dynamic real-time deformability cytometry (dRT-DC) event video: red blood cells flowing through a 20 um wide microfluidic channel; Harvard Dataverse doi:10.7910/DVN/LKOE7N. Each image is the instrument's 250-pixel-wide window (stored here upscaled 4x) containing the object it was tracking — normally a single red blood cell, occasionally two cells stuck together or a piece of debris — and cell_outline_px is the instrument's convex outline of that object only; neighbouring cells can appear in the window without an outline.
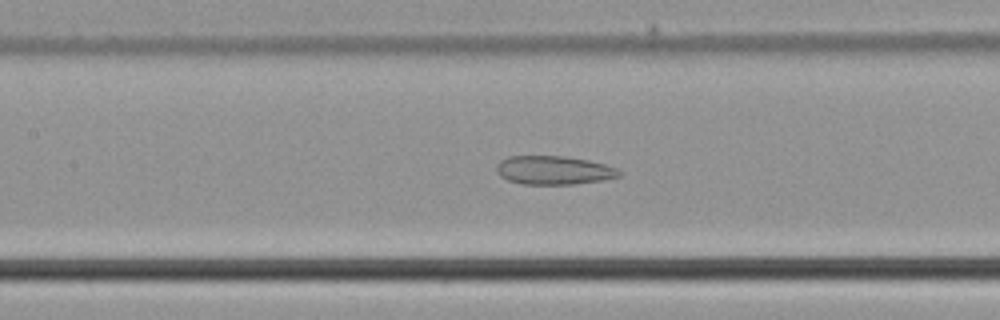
{"species": "common noctule bat (a hibernating species)", "species_latin": "Nyctalus noctula", "temperature_condition": "cold", "stored_images_in_passage": 44, "camera_frame_rate_fps": 3000, "um_per_image_px": 0.085, "animal": {"sex": "male", "body_mass_g": 21.5, "forearm_length_mm": 52.0}, "frame": {"image": 1, "passage_image": 22, "time_ms": 7.0, "image_size_px": [1000, 320], "cell_outline_px": [[624, 172], [620, 176], [604, 180], [576, 184], [524, 184], [508, 180], [500, 176], [496, 168], [496, 164], [500, 160], [508, 156], [564, 156], [588, 160], [604, 164], [616, 168]], "centroid_in_image_um": [47.09, 14.47], "position_along_channel_um": 160.3, "area_um2": 20.58}}
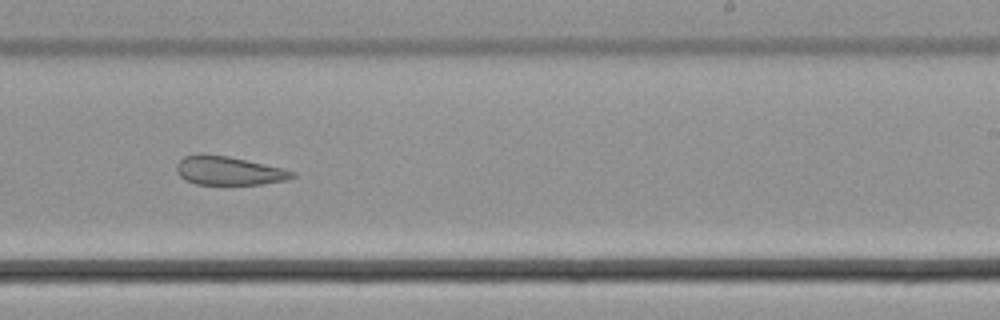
{"frame": {"image": 2, "passage_image": 30, "time_ms": 9.667, "image_size_px": [1000, 320], "cell_outline_px": [[296, 176], [288, 180], [264, 184], [196, 184], [184, 180], [176, 172], [176, 164], [184, 156], [200, 152], [228, 156], [280, 168], [296, 172]], "centroid_in_image_um": [19.4, 14.5], "position_along_channel_um": 269.6, "area_um2": 19.48}}
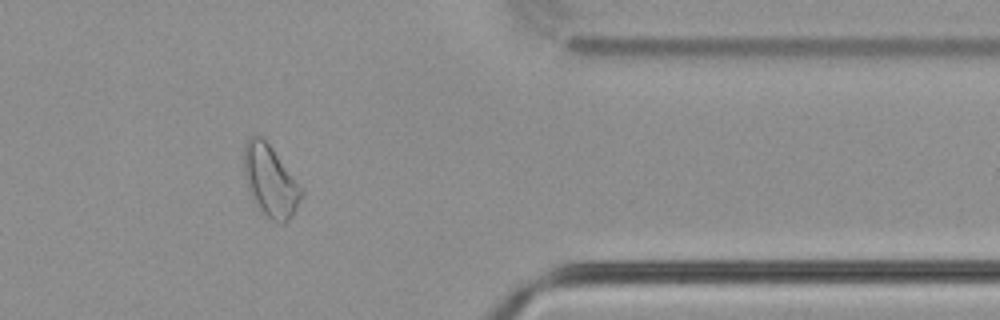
{"frame": {"image": 3, "passage_image": 40, "time_ms": 13.0, "image_size_px": [1000, 320], "cell_outline_px": [[304, 192], [296, 208], [288, 220], [284, 224], [276, 224], [256, 204], [248, 188], [244, 172], [244, 144], [248, 136], [260, 136], [268, 144]], "centroid_in_image_um": [22.95, 15.39], "position_along_channel_um": 388.4, "area_um2": 23.12}}